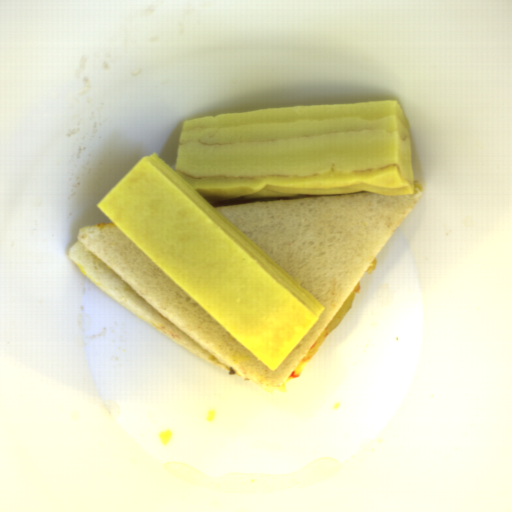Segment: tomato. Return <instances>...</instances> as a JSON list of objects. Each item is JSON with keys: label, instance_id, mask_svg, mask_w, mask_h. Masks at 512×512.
<instances>
[{"label": "tomato", "instance_id": "1", "mask_svg": "<svg viewBox=\"0 0 512 512\" xmlns=\"http://www.w3.org/2000/svg\"><path fill=\"white\" fill-rule=\"evenodd\" d=\"M300 374H296L294 371L291 372L288 378L294 379L297 378Z\"/></svg>", "mask_w": 512, "mask_h": 512}]
</instances>
